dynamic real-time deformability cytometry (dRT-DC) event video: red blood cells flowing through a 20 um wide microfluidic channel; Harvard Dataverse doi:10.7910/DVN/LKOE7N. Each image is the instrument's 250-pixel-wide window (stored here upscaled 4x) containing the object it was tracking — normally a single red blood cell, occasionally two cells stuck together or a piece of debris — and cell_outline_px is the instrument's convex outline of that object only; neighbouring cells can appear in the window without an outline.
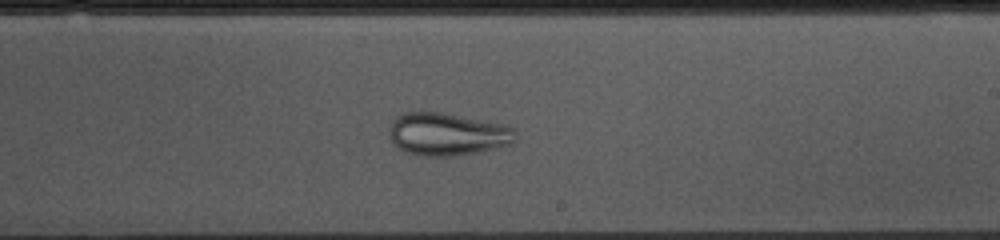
{"species": "common noctule bat (a hibernating species)", "species_latin": "Nyctalus noctula", "temperature_condition": "cold", "stored_images_in_passage": 53, "camera_frame_rate_fps": 3000, "um_per_image_px": 0.085, "animal": {"sex": "female", "body_mass_g": 10.0, "forearm_length_mm": 53.1}, "frame": {"image": 1, "passage_image": 30, "time_ms": 9.667, "image_size_px": [1000, 240], "cell_outline_px": [[516, 140], [512, 144], [476, 152], [452, 156], [424, 156], [408, 152], [400, 148], [388, 136], [388, 128], [392, 120], [396, 116], [404, 112], [440, 112], [508, 124], [516, 128]], "centroid_in_image_um": [38.05, 11.38], "position_along_channel_um": 250.9, "area_um2": 31.67}}
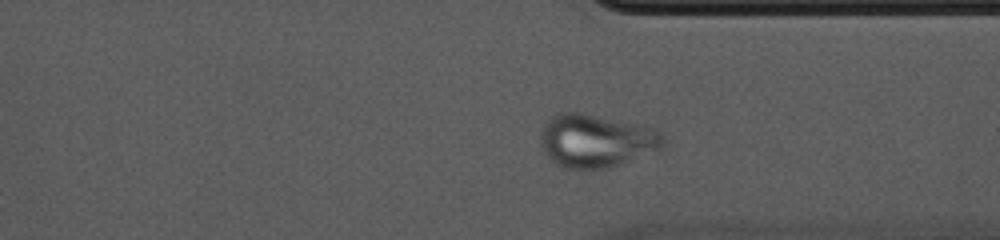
{"frame": {"image": 2, "passage_image": 39, "time_ms": 12.667, "image_size_px": [1000, 240], "cell_outline_px": [[664, 140], [660, 148], [620, 164], [608, 168], [576, 172], [564, 168], [556, 164], [544, 156], [540, 148], [540, 132], [544, 120], [560, 112], [580, 112], [656, 128], [664, 136]], "centroid_in_image_um": [50.56, 11.99], "position_along_channel_um": 360.8, "area_um2": 38.78}}
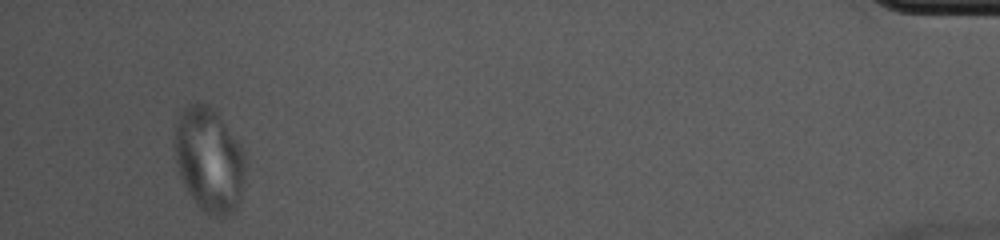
{"frame": {"image": 3, "passage_image": 50, "time_ms": 16.333, "image_size_px": [1000, 240], "cell_outline_px": [[244, 168], [240, 200], [236, 208], [232, 212], [224, 216], [212, 216], [204, 212], [196, 204], [188, 192], [180, 176], [176, 164], [176, 116], [188, 104], [196, 100], [200, 100], [208, 104], [220, 116], [240, 144], [244, 152]], "centroid_in_image_um": [17.76, 13.54], "position_along_channel_um": 417.4, "area_um2": 42.95}}